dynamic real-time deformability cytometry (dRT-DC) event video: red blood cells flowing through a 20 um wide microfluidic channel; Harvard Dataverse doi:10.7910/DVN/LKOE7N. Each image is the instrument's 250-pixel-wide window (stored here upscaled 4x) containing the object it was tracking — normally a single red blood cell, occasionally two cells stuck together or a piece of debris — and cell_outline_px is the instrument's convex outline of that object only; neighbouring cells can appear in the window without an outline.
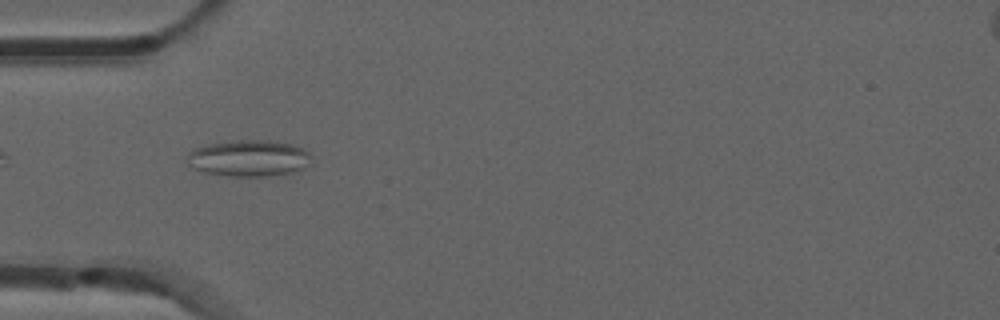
{"species": "common noctule bat (a hibernating species)", "species_latin": "Nyctalus noctula", "temperature_condition": "room temperature", "stored_images_in_passage": 38, "camera_frame_rate_fps": 3000, "um_per_image_px": 0.085, "animal": {"sex": "male", "forearm_length_mm": 52.5}, "frame": {"image": 1, "passage_image": 2, "time_ms": 0.333, "image_size_px": [1000, 320], "cell_outline_px": [[308, 156], [304, 168], [292, 172], [264, 176], [232, 176], [200, 172], [192, 168], [188, 164], [188, 152], [192, 148], [208, 144], [236, 140], [268, 140], [292, 144], [304, 148], [308, 152]], "centroid_in_image_um": [21.07, 13.44], "position_along_channel_um": 63.9, "area_um2": 26.24}}
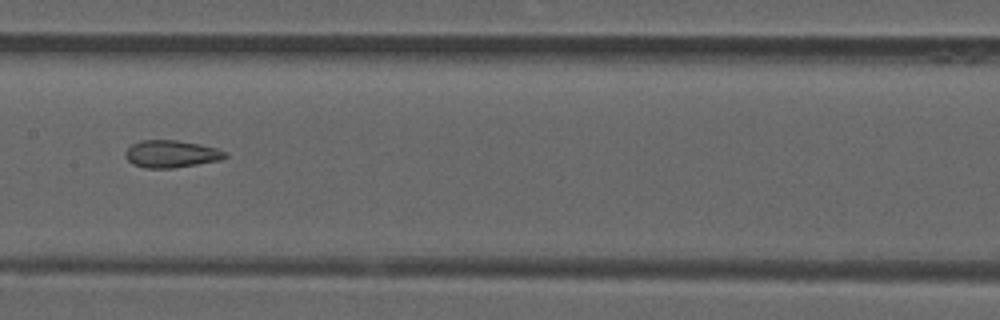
{"frame": {"image": 2, "passage_image": 12, "time_ms": 3.667, "image_size_px": [1000, 320], "cell_outline_px": [[228, 156], [224, 160], [172, 168], [144, 168], [132, 164], [124, 156], [124, 152], [132, 144], [140, 140], [176, 140], [200, 144], [216, 148], [228, 152]], "centroid_in_image_um": [14.58, 13.09], "position_along_channel_um": 192.8, "area_um2": 16.13}}
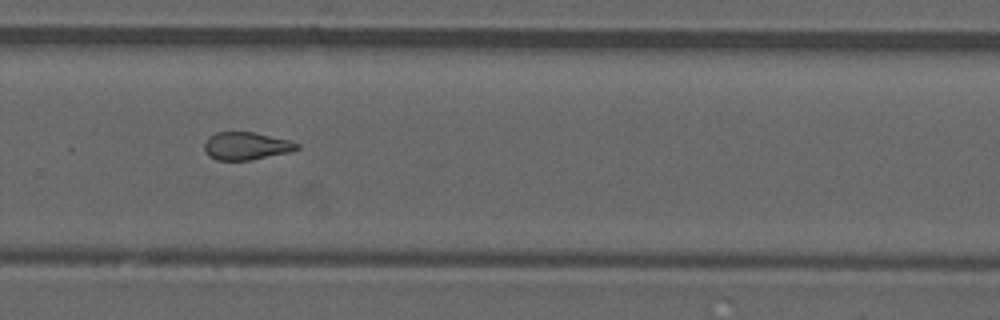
{"frame": {"image": 3, "passage_image": 21, "time_ms": 6.667, "image_size_px": [1000, 320], "cell_outline_px": [[300, 148], [288, 152], [252, 160], [216, 160], [208, 156], [204, 148], [204, 144], [208, 136], [216, 132], [256, 132], [288, 140], [300, 144]], "centroid_in_image_um": [20.91, 12.4], "position_along_channel_um": 308.9, "area_um2": 15.03}, "authors_computed_cell_mechanics": {"area_um2": 15.5771, "velocity_mm_per_s": 3.8919, "shape_relaxation_time_tau1_ms": null, "shape_relaxation_time_tau2_ms": 2.0057, "deformation_change_tau1": null, "deformation_change_tau2": 0.0944}}